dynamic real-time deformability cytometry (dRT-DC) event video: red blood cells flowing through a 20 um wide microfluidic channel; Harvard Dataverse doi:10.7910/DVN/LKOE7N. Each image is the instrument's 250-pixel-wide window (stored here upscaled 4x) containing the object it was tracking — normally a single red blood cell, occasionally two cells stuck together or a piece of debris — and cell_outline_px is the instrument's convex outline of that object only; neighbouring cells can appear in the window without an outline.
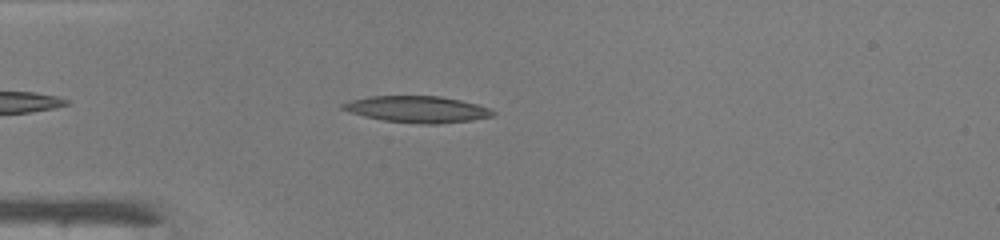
{"species": "common noctule bat (a hibernating species)", "species_latin": "Nyctalus noctula", "temperature_condition": "warm", "stored_images_in_passage": 36, "camera_frame_rate_fps": 3000, "um_per_image_px": 0.085, "animal": {"sex": "male", "body_mass_g": 19.0, "forearm_length_mm": 50.8}, "frame": {"image": 1, "passage_image": 5, "time_ms": 1.333, "image_size_px": [1000, 240], "cell_outline_px": [[496, 112], [492, 116], [472, 120], [436, 124], [420, 124], [384, 120], [364, 116], [348, 112], [340, 108], [340, 104], [352, 100], [368, 96], [440, 96], [460, 100], [476, 104], [488, 108]], "centroid_in_image_um": [35.43, 9.29], "position_along_channel_um": 49.6, "area_um2": 23.12}}
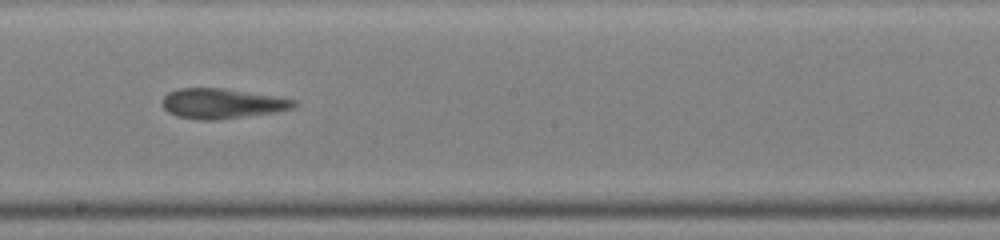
{"frame": {"image": 2, "passage_image": 19, "time_ms": 6.0, "image_size_px": [1000, 240], "cell_outline_px": [[296, 104], [292, 108], [272, 112], [220, 120], [200, 120], [176, 116], [168, 112], [160, 104], [164, 96], [168, 92], [180, 88], [224, 88], [296, 100]], "centroid_in_image_um": [18.79, 8.8], "position_along_channel_um": 229.4, "area_um2": 22.89}}
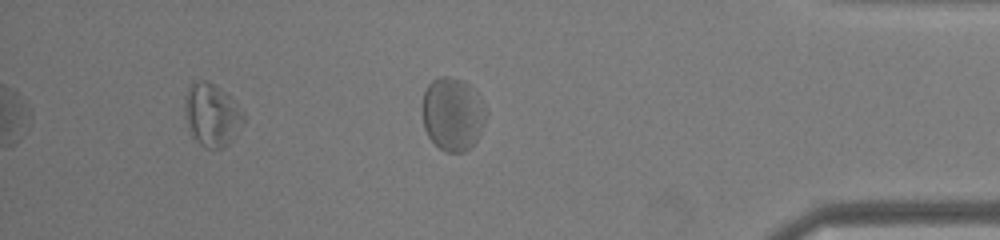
{"frame": {"image": 3, "passage_image": 33, "time_ms": 10.667, "image_size_px": [1000, 240], "cell_outline_px": [[244, 124], [228, 144], [224, 148], [204, 148], [188, 132], [184, 116], [184, 96], [188, 84], [196, 80], [208, 80], [228, 92], [244, 112]], "centroid_in_image_um": [17.98, 9.73], "position_along_channel_um": 417.2, "area_um2": 22.37}, "authors_computed_cell_mechanics": {"area_um2": 23.3512, "velocity_mm_per_s": 4.173, "shape_relaxation_time_tau1_ms": null, "shape_relaxation_time_tau2_ms": 1.6359, "deformation_change_tau1": null, "deformation_change_tau2": 0.0859}}